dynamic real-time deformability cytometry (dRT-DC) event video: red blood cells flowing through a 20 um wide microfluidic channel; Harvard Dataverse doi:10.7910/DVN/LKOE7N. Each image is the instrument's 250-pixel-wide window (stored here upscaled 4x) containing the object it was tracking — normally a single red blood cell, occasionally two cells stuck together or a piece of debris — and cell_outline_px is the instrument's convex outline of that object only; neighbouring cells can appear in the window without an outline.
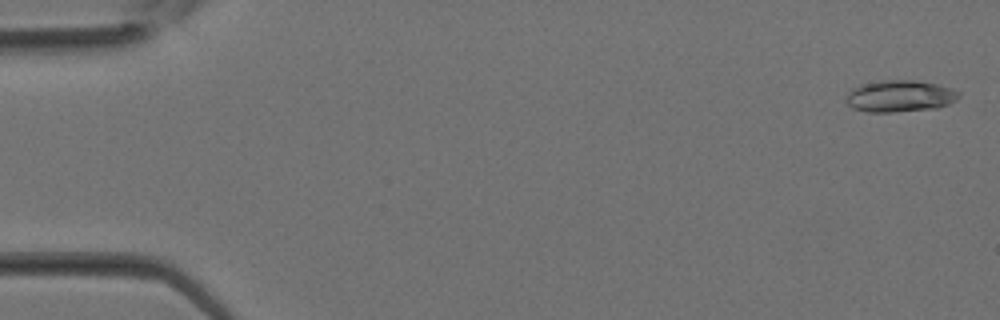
{"species": "Egyptian fruit bat (a non-hibernating species)", "species_latin": "Rousettus aegyptiacus", "temperature_condition": "room temperature", "stored_images_in_passage": 33, "camera_frame_rate_fps": 3000, "um_per_image_px": 0.085, "animal": {"sex": "female"}, "frame": {"image": 1, "passage_image": 1, "time_ms": 0.0, "image_size_px": [1000, 320], "cell_outline_px": [[960, 96], [956, 100], [948, 104], [936, 108], [892, 112], [868, 112], [852, 108], [848, 104], [848, 92], [852, 88], [860, 84], [876, 80], [916, 80], [936, 84], [952, 88], [960, 92]], "centroid_in_image_um": [76.49, 8.16], "position_along_channel_um": 8.5, "area_um2": 20.92}}
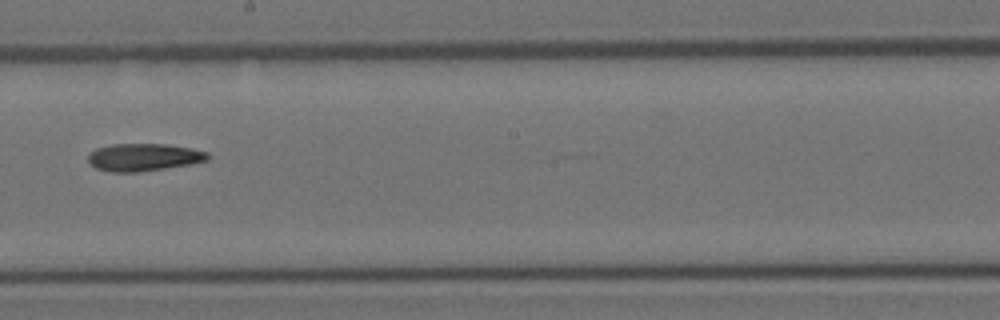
{"frame": {"image": 2, "passage_image": 19, "time_ms": 6.0, "image_size_px": [1000, 320], "cell_outline_px": [[208, 160], [192, 164], [140, 172], [112, 172], [96, 168], [88, 164], [88, 156], [96, 148], [112, 144], [164, 144], [192, 148], [208, 152]], "centroid_in_image_um": [12.21, 13.37], "position_along_channel_um": 236.0, "area_um2": 19.25}}
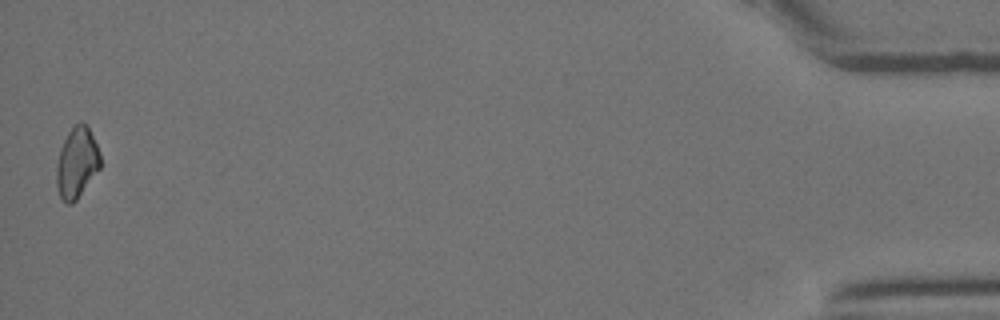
{"frame": {"image": 3, "passage_image": 33, "time_ms": 10.667, "image_size_px": [1000, 320], "cell_outline_px": [[100, 168], [76, 200], [72, 204], [68, 204], [60, 196], [56, 184], [56, 164], [60, 148], [68, 132], [80, 120], [84, 120], [100, 152]], "centroid_in_image_um": [6.52, 13.82], "position_along_channel_um": 428.7, "area_um2": 17.98}}